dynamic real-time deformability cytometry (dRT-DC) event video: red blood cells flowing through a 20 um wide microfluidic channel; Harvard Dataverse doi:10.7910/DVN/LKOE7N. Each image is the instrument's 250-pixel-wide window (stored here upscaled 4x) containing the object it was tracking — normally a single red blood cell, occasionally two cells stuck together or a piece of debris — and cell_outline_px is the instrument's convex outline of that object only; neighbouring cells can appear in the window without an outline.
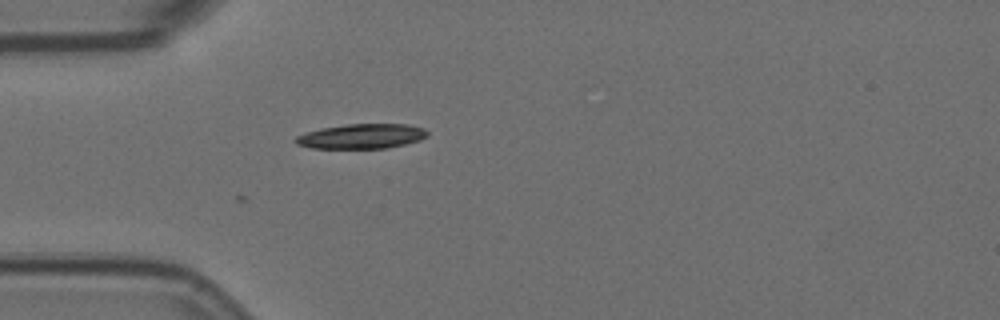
{"species": "Egyptian fruit bat (a non-hibernating species)", "species_latin": "Rousettus aegyptiacus", "temperature_condition": "room temperature", "stored_images_in_passage": 2, "camera_frame_rate_fps": 3000, "um_per_image_px": 0.085, "animal": {"sex": "female"}, "frame": {"image": 1, "passage_image": 2, "time_ms": 0.333, "image_size_px": [1000, 320], "cell_outline_px": [[428, 136], [420, 140], [404, 144], [384, 148], [312, 148], [296, 144], [292, 140], [296, 136], [320, 128], [348, 124], [408, 124], [424, 128], [428, 132]], "centroid_in_image_um": [30.73, 11.58], "position_along_channel_um": 54.3, "area_um2": 19.02}}